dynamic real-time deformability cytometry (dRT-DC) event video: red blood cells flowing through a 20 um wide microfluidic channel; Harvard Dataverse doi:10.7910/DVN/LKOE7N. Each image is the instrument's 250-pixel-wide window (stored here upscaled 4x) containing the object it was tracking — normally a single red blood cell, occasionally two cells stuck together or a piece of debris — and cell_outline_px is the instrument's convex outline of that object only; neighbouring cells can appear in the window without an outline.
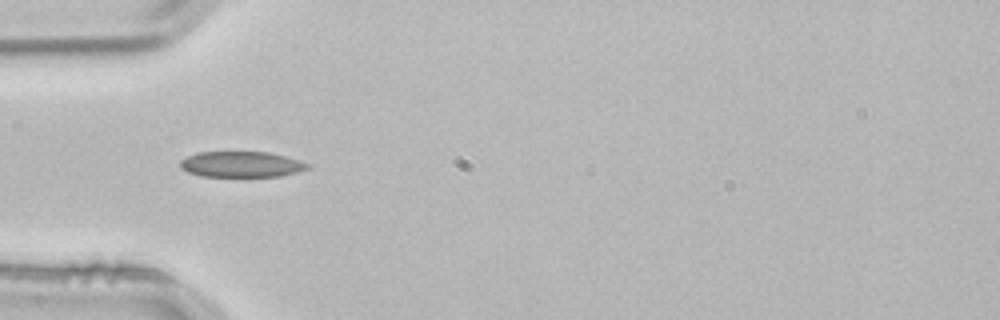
{"species": "common noctule bat (a hibernating species)", "species_latin": "Nyctalus noctula", "temperature_condition": "room temperature", "stored_images_in_passage": 3, "camera_frame_rate_fps": 3000, "um_per_image_px": 0.085, "animal": {"sex": "male", "body_mass_g": 21.5, "forearm_length_mm": 52.0}, "frame": {"image": 1, "passage_image": 2, "time_ms": 0.333, "image_size_px": [1000, 320], "cell_outline_px": [[312, 164], [308, 168], [296, 172], [280, 176], [200, 176], [188, 172], [180, 168], [180, 160], [196, 152], [268, 152], [300, 160]], "centroid_in_image_um": [20.5, 13.96], "position_along_channel_um": 64.5, "area_um2": 19.07}}